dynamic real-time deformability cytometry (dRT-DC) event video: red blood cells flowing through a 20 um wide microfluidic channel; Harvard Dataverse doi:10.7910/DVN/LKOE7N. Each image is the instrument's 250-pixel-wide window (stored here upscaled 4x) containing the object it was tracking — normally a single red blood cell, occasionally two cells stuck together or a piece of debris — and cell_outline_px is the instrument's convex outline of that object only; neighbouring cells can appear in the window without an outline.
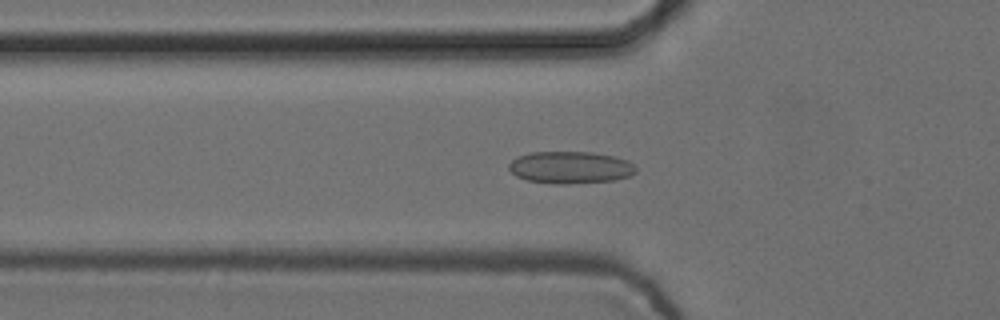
{"species": "common noctule bat (a hibernating species)", "species_latin": "Nyctalus noctula", "temperature_condition": "cold", "stored_images_in_passage": 54, "camera_frame_rate_fps": 3000, "um_per_image_px": 0.085, "animal": {"sex": "female", "body_mass_g": 24.6, "forearm_length_mm": 56.2}, "frame": {"image": 1, "passage_image": 18, "time_ms": 5.667, "image_size_px": [1000, 320], "cell_outline_px": [[636, 172], [628, 176], [616, 180], [564, 184], [552, 184], [528, 180], [516, 176], [508, 168], [508, 164], [516, 156], [532, 152], [592, 152], [616, 156], [628, 160], [636, 168]], "centroid_in_image_um": [48.47, 14.23], "position_along_channel_um": 77.3, "area_um2": 23.93}}
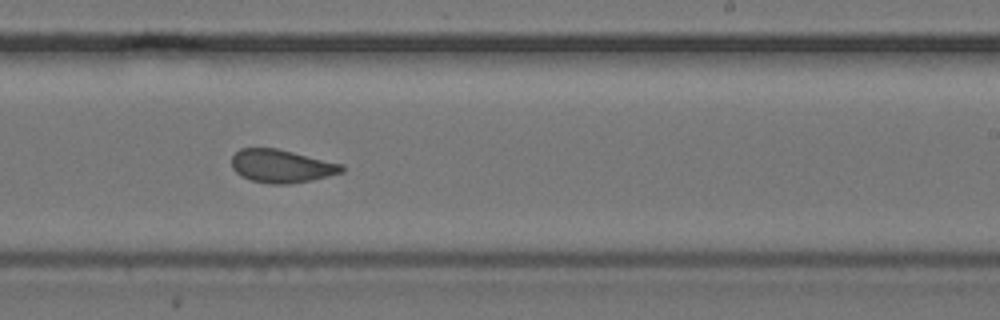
{"frame": {"image": 2, "passage_image": 33, "time_ms": 10.667, "image_size_px": [1000, 320], "cell_outline_px": [[344, 172], [312, 180], [288, 184], [268, 184], [252, 180], [240, 176], [232, 168], [232, 156], [240, 148], [276, 148], [344, 164]], "centroid_in_image_um": [23.93, 14.12], "position_along_channel_um": 265.1, "area_um2": 21.33}}
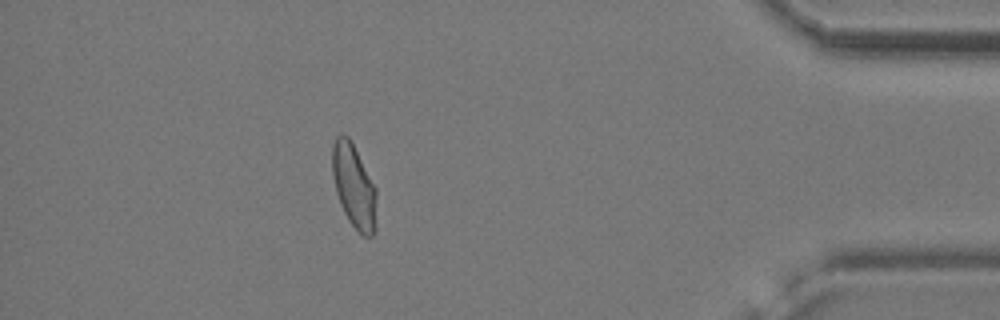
{"frame": {"image": 3, "passage_image": 48, "time_ms": 15.667, "image_size_px": [1000, 320], "cell_outline_px": [[376, 228], [372, 236], [364, 236], [348, 220], [340, 204], [336, 192], [332, 172], [332, 144], [336, 136], [340, 132], [344, 132], [348, 136], [376, 188]], "centroid_in_image_um": [30.07, 15.8], "position_along_channel_um": 405.1, "area_um2": 21.56}, "authors_computed_cell_mechanics": {"area_um2": 21.9062, "velocity_mm_per_s": 3.7353, "shape_relaxation_time_tau1_ms": null, "shape_relaxation_time_tau2_ms": 1.8036, "deformation_change_tau1": null, "deformation_change_tau2": 0.0853}}